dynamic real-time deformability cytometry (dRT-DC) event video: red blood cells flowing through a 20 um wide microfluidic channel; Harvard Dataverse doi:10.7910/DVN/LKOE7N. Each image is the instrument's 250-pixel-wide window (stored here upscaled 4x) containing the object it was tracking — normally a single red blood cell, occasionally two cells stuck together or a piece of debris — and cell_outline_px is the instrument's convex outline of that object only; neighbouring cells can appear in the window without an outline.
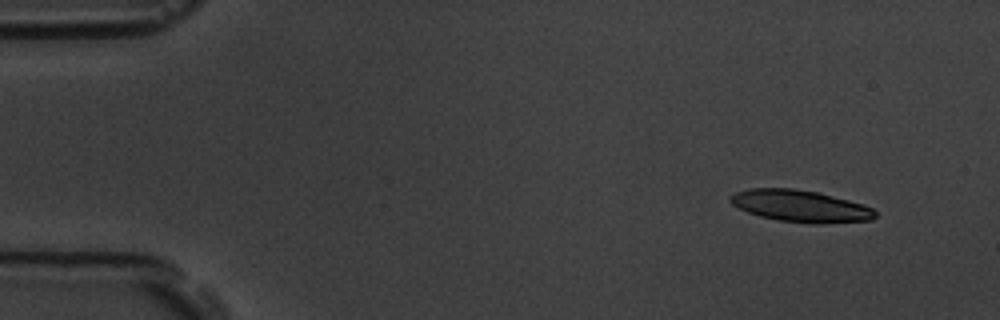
{"species": "common noctule bat (a hibernating species)", "species_latin": "Nyctalus noctula", "temperature_condition": "room temperature", "stored_images_in_passage": 5, "segment_of_instrument_passage": [1, 2], "camera_frame_rate_fps": 3000, "um_per_image_px": 0.085, "animal": {"sex": "male", "body_mass_g": 19.5, "forearm_length_mm": 54.6}, "frame": {"image": 1, "passage_image": 1, "time_ms": 0.0, "image_size_px": [1000, 320], "cell_outline_px": [[876, 216], [872, 220], [820, 224], [816, 224], [780, 220], [760, 216], [736, 208], [728, 200], [736, 192], [748, 188], [792, 188], [816, 192], [864, 204], [872, 208], [876, 212]], "centroid_in_image_um": [68.03, 17.51], "position_along_channel_um": 17.0, "area_um2": 26.82}}